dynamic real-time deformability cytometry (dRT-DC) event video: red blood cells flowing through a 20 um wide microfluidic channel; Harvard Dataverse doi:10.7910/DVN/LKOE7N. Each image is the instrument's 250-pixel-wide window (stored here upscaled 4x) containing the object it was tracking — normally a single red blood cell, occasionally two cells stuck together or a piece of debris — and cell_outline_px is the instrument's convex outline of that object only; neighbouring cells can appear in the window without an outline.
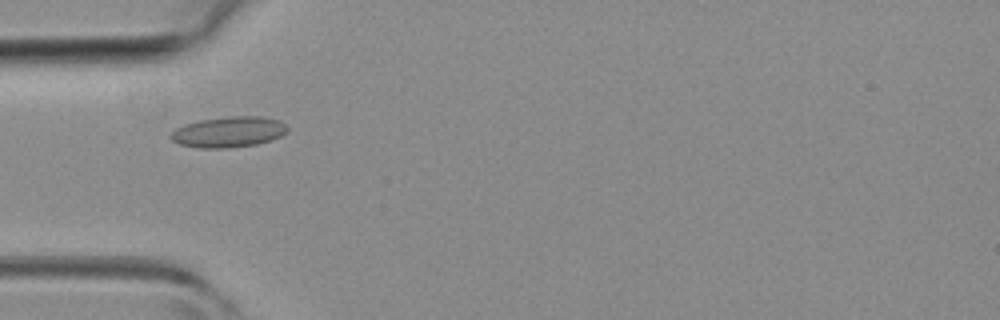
{"species": "common noctule bat (a hibernating species)", "species_latin": "Nyctalus noctula", "temperature_condition": "room temperature", "stored_images_in_passage": 43, "camera_frame_rate_fps": 3000, "um_per_image_px": 0.085, "animal": {"sex": "female", "body_mass_g": 19.3, "forearm_length_mm": 54.1}, "frame": {"image": 1, "passage_image": 13, "time_ms": 4.0, "image_size_px": [1000, 320], "cell_outline_px": [[288, 132], [272, 140], [256, 144], [228, 148], [200, 148], [180, 144], [172, 140], [168, 136], [176, 128], [184, 124], [200, 120], [228, 116], [264, 116], [276, 120], [284, 124], [288, 128]], "centroid_in_image_um": [19.42, 11.21], "position_along_channel_um": 65.6, "area_um2": 20.92}}
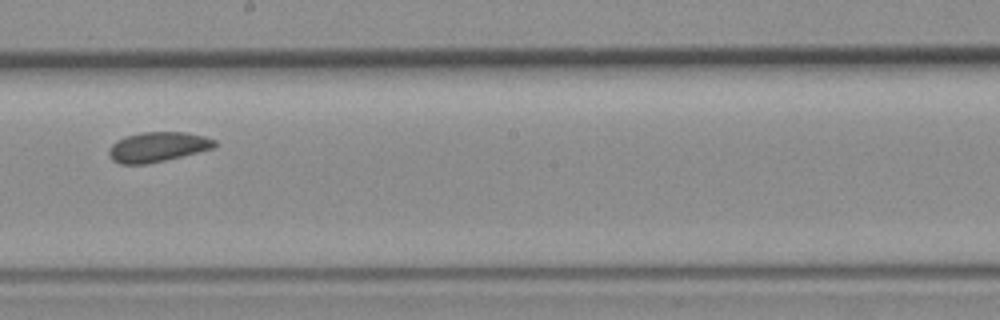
{"frame": {"image": 2, "passage_image": 24, "time_ms": 7.667, "image_size_px": [1000, 320], "cell_outline_px": [[216, 144], [212, 148], [148, 164], [120, 164], [112, 160], [108, 156], [108, 148], [116, 140], [140, 132], [184, 132], [204, 136], [216, 140]], "centroid_in_image_um": [13.34, 12.49], "position_along_channel_um": 234.9, "area_um2": 18.26}}
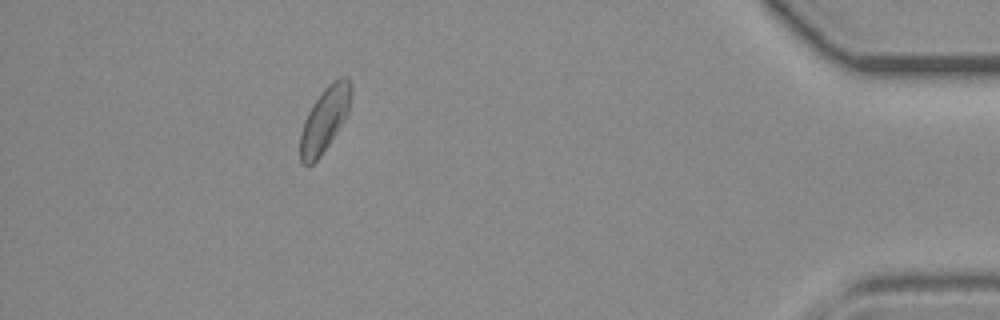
{"frame": {"image": 3, "passage_image": 39, "time_ms": 12.667, "image_size_px": [1000, 320], "cell_outline_px": [[352, 92], [348, 112], [344, 120], [320, 156], [308, 168], [300, 164], [300, 132], [304, 120], [312, 104], [324, 88], [332, 80], [340, 76], [348, 76], [352, 88]], "centroid_in_image_um": [27.58, 10.14], "position_along_channel_um": 407.6, "area_um2": 19.31}}